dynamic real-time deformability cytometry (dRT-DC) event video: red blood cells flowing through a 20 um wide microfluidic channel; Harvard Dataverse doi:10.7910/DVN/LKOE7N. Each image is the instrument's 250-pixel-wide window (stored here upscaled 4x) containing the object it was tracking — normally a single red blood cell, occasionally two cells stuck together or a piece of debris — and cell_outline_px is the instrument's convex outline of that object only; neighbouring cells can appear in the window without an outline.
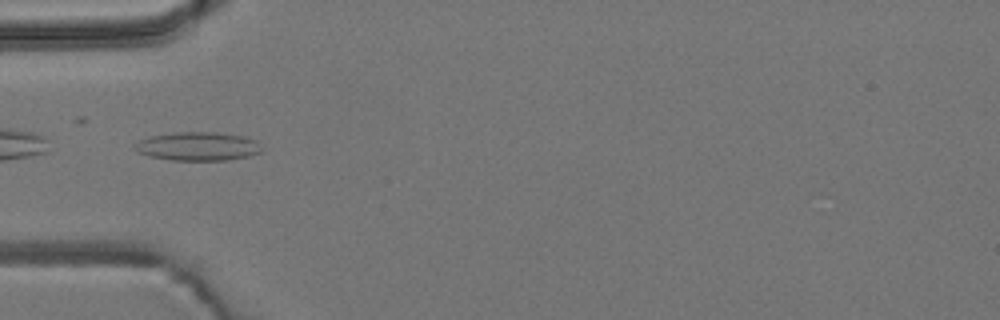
{"species": "common noctule bat (a hibernating species)", "species_latin": "Nyctalus noctula", "temperature_condition": "room temperature", "stored_images_in_passage": 5, "camera_frame_rate_fps": 3000, "um_per_image_px": 0.085, "animal": {"sex": "male", "body_mass_g": 19.2, "forearm_length_mm": 51.8}, "frame": {"image": 1, "passage_image": 5, "time_ms": 4.667, "image_size_px": [1000, 320], "cell_outline_px": [[260, 152], [248, 156], [228, 160], [172, 160], [148, 156], [136, 152], [132, 148], [132, 144], [140, 140], [152, 136], [172, 132], [212, 132], [244, 136], [256, 140], [260, 148]], "centroid_in_image_um": [16.75, 12.44], "position_along_channel_um": 68.3, "area_um2": 21.21}}